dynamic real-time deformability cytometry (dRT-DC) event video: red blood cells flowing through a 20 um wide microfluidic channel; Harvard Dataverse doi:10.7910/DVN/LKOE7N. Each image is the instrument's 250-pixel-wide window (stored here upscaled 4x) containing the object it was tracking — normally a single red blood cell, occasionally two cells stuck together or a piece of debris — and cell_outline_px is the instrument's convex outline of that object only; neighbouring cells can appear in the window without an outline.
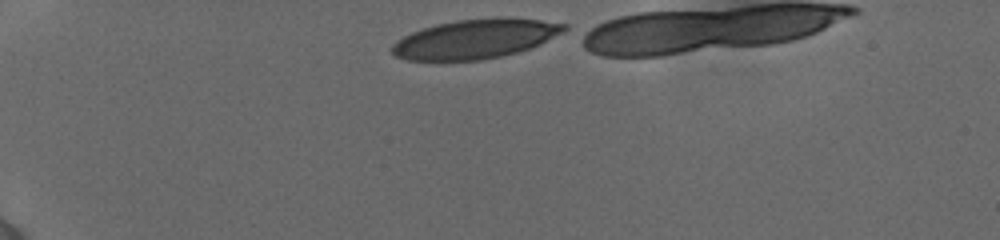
{"species": "human", "species_latin": "Homo sapiens", "temperature_condition": "cold", "stored_images_in_passage": 13, "camera_frame_rate_fps": 3000, "um_per_image_px": 0.085, "donor": {"sex": "female"}, "frame": {"image": 1, "passage_image": 1, "time_ms": 0.0, "image_size_px": [1000, 240], "cell_outline_px": [[568, 28], [540, 44], [516, 52], [500, 56], [480, 60], [408, 60], [396, 56], [392, 52], [392, 44], [396, 40], [412, 32], [436, 24], [456, 20], [496, 16], [500, 16], [540, 20], [568, 24]], "centroid_in_image_um": [40.4, 3.28], "position_along_channel_um": 44.6, "area_um2": 39.3}}
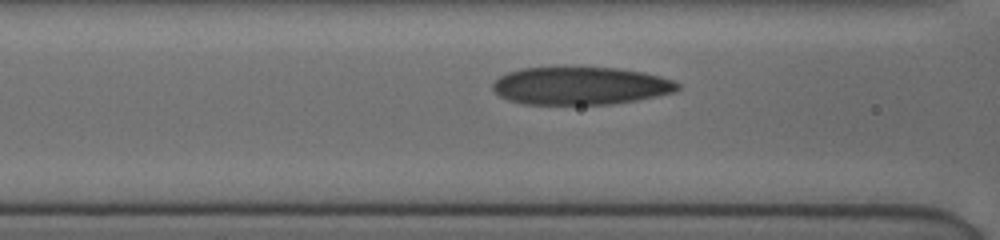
{"frame": {"image": 2, "passage_image": 7, "time_ms": 3.333, "image_size_px": [1000, 240], "cell_outline_px": [[680, 88], [676, 92], [636, 100], [612, 104], [524, 104], [508, 100], [500, 96], [492, 88], [492, 84], [500, 76], [508, 72], [520, 68], [616, 68], [644, 72], [676, 80], [680, 84]], "centroid_in_image_um": [49.38, 7.3], "position_along_channel_um": 117.2, "area_um2": 40.69}}
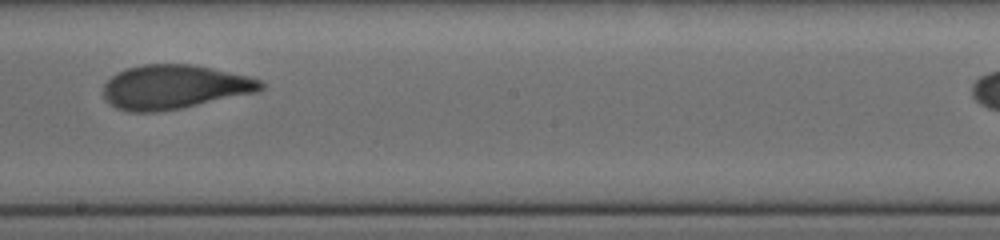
{"frame": {"image": 3, "passage_image": 12, "time_ms": 6.333, "image_size_px": [1000, 240], "cell_outline_px": [[264, 88], [256, 92], [180, 108], [156, 112], [128, 112], [116, 108], [108, 104], [104, 100], [104, 84], [116, 72], [140, 64], [192, 64], [248, 76], [260, 80], [264, 84]], "centroid_in_image_um": [14.76, 7.39], "position_along_channel_um": 233.4, "area_um2": 40.4}}